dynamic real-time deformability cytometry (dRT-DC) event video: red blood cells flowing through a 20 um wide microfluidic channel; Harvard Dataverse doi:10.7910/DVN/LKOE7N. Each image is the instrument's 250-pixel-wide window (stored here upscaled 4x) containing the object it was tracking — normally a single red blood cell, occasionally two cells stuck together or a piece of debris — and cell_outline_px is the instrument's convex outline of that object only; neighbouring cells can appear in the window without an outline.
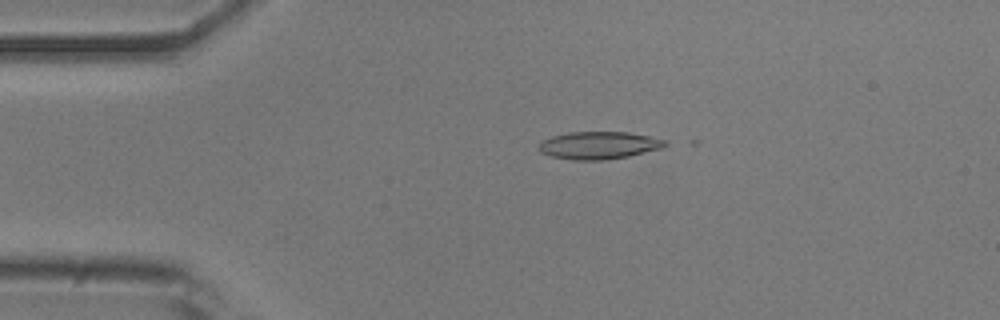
{"species": "common noctule bat (a hibernating species)", "species_latin": "Nyctalus noctula", "temperature_condition": "room temperature", "stored_images_in_passage": 14, "camera_frame_rate_fps": 3000, "um_per_image_px": 0.085, "animal": {"sex": "male", "body_mass_g": 20.5, "forearm_length_mm": 52.5}, "frame": {"image": 1, "passage_image": 10, "time_ms": 3.0, "image_size_px": [1000, 320], "cell_outline_px": [[668, 144], [660, 148], [628, 156], [604, 160], [572, 160], [552, 156], [540, 152], [536, 148], [544, 140], [552, 136], [568, 132], [628, 132], [668, 140]], "centroid_in_image_um": [50.89, 12.35], "position_along_channel_um": 34.1, "area_um2": 20.17}}